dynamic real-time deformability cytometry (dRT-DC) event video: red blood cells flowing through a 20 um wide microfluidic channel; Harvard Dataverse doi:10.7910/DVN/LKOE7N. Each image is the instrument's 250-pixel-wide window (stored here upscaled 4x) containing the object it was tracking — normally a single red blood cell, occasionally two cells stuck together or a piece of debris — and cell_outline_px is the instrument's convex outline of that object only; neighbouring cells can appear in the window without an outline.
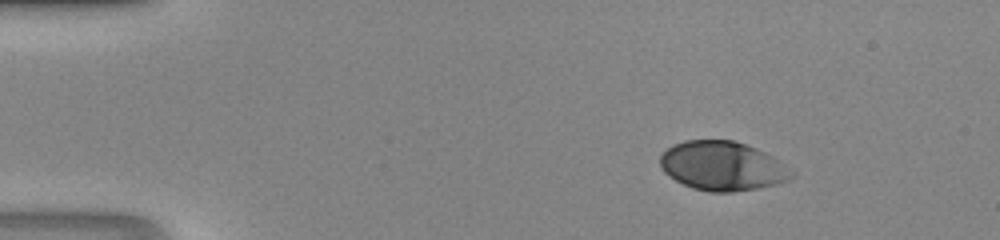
{"species": "human", "species_latin": "Homo sapiens", "temperature_condition": "room temperature", "stored_images_in_passage": 41, "camera_frame_rate_fps": 3000, "um_per_image_px": 0.085, "donor": {"sex": "male"}, "frame": {"image": 1, "passage_image": 1, "time_ms": 0.0, "image_size_px": [1000, 240], "cell_outline_px": [[792, 176], [788, 180], [776, 184], [756, 188], [732, 192], [708, 192], [692, 188], [668, 176], [664, 172], [660, 164], [660, 156], [672, 144], [684, 140], [732, 140], [744, 144], [764, 152], [772, 156], [792, 172]], "centroid_in_image_um": [61.35, 14.11], "position_along_channel_um": 23.7, "area_um2": 37.28}}
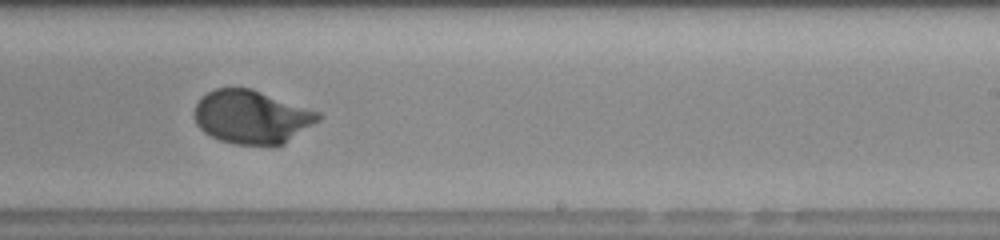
{"frame": {"image": 2, "passage_image": 24, "time_ms": 7.667, "image_size_px": [1000, 240], "cell_outline_px": [[324, 116], [320, 120], [284, 144], [236, 144], [220, 140], [204, 132], [196, 124], [192, 116], [192, 112], [196, 104], [208, 92], [216, 88], [252, 88], [320, 112]], "centroid_in_image_um": [21.4, 9.93], "position_along_channel_um": 267.6, "area_um2": 38.55}}
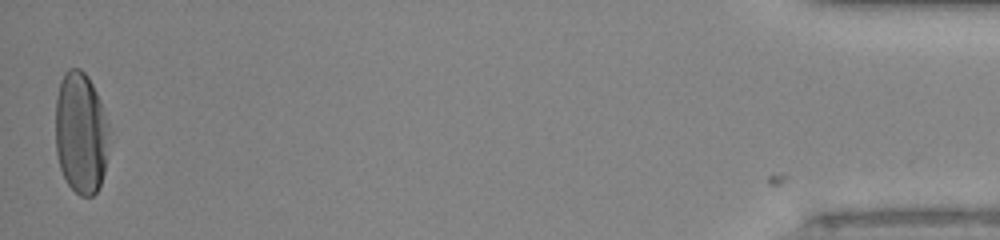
{"frame": {"image": 3, "passage_image": 41, "time_ms": 13.333, "image_size_px": [1000, 240], "cell_outline_px": [[108, 128], [104, 172], [100, 184], [96, 192], [92, 196], [80, 196], [68, 184], [60, 168], [56, 152], [56, 100], [60, 80], [64, 72], [68, 68], [80, 68], [88, 76], [100, 100], [108, 124]], "centroid_in_image_um": [6.85, 11.27], "position_along_channel_um": 428.4, "area_um2": 37.8}}